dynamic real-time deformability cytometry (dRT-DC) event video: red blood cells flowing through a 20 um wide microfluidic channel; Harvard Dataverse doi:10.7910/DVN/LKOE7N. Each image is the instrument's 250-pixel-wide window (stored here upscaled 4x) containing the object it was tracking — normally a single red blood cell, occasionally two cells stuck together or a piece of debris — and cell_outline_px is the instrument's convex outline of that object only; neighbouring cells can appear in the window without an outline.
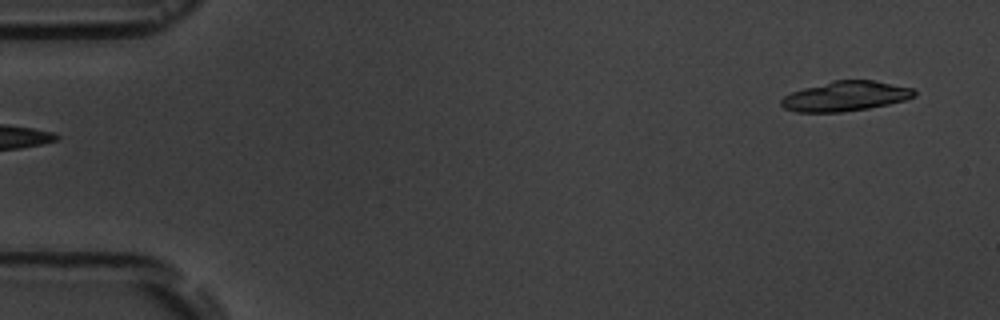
{"species": "common noctule bat (a hibernating species)", "species_latin": "Nyctalus noctula", "temperature_condition": "room temperature", "stored_images_in_passage": 6, "segment_of_instrument_passage": [2, 2], "camera_frame_rate_fps": 3000, "um_per_image_px": 0.085, "animal": {"sex": "male", "body_mass_g": 19.5, "forearm_length_mm": 54.6}, "frame": {"image": 1, "passage_image": 6, "time_ms": 6.333, "image_size_px": [1000, 320], "cell_outline_px": [[916, 96], [904, 100], [888, 104], [868, 108], [840, 112], [796, 112], [784, 108], [780, 104], [780, 100], [784, 96], [792, 92], [804, 88], [832, 80], [872, 80], [912, 88], [916, 92]], "centroid_in_image_um": [71.84, 8.18], "position_along_channel_um": 13.2, "area_um2": 23.0}}